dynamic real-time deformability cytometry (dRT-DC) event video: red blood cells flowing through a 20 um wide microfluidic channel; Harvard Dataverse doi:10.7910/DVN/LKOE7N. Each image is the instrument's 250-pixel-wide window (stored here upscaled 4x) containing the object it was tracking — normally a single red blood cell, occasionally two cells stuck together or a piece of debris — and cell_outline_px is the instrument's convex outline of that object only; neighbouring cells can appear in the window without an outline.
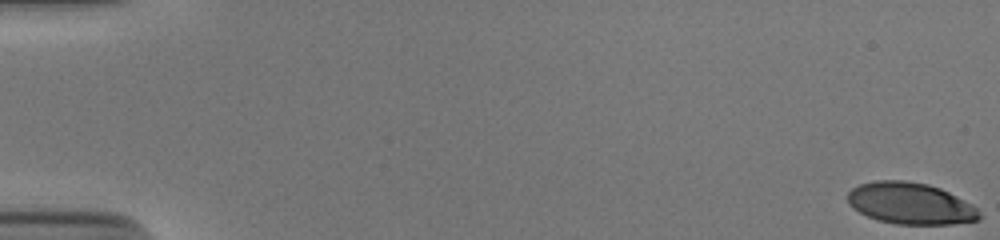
{"species": "human", "species_latin": "Homo sapiens", "temperature_condition": "cold", "stored_images_in_passage": 54, "camera_frame_rate_fps": 3000, "um_per_image_px": 0.085, "donor": {"sex": "male"}, "frame": {"image": 1, "passage_image": 1, "time_ms": 0.0, "image_size_px": [1000, 240], "cell_outline_px": [[980, 220], [952, 224], [896, 224], [876, 220], [852, 208], [848, 204], [848, 192], [852, 188], [860, 184], [876, 180], [904, 180], [928, 184], [940, 188], [972, 204], [976, 208], [980, 216]], "centroid_in_image_um": [77.36, 17.29], "position_along_channel_um": 7.6, "area_um2": 31.91}}
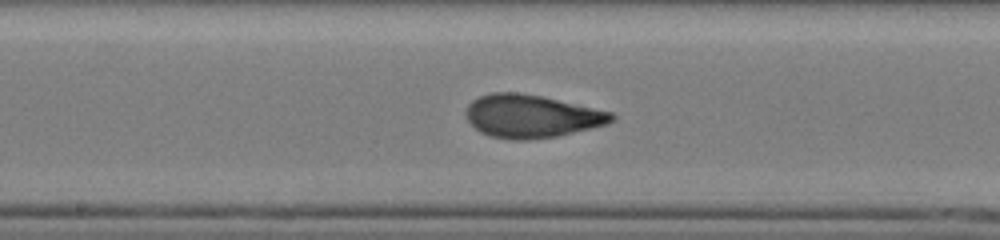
{"frame": {"image": 2, "passage_image": 30, "time_ms": 9.667, "image_size_px": [1000, 240], "cell_outline_px": [[616, 116], [608, 124], [592, 128], [556, 136], [528, 140], [512, 140], [492, 136], [480, 132], [468, 120], [464, 112], [468, 104], [472, 100], [480, 96], [492, 92], [516, 92], [540, 96], [612, 112]], "centroid_in_image_um": [45.15, 9.88], "position_along_channel_um": 203.1, "area_um2": 36.24}}
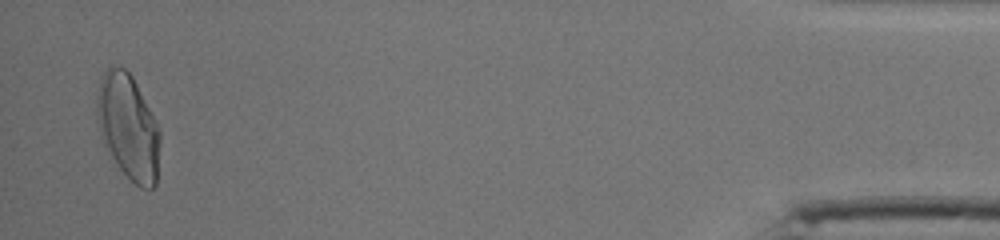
{"frame": {"image": 3, "passage_image": 53, "time_ms": 17.333, "image_size_px": [1000, 240], "cell_outline_px": [[160, 144], [156, 184], [152, 188], [140, 188], [120, 168], [104, 144], [100, 136], [96, 120], [96, 96], [100, 80], [104, 72], [112, 64], [124, 68], [132, 76], [160, 132]], "centroid_in_image_um": [10.87, 10.77], "position_along_channel_um": 424.3, "area_um2": 38.32}, "authors_computed_cell_mechanics": {"area_um2": 34.4777, "velocity_mm_per_s": 3.8826, "shape_relaxation_time_tau1_ms": 4.4743, "shape_relaxation_time_tau2_ms": 0.8335, "deformation_change_tau1": 0.208, "deformation_change_tau2": 0.0621}}